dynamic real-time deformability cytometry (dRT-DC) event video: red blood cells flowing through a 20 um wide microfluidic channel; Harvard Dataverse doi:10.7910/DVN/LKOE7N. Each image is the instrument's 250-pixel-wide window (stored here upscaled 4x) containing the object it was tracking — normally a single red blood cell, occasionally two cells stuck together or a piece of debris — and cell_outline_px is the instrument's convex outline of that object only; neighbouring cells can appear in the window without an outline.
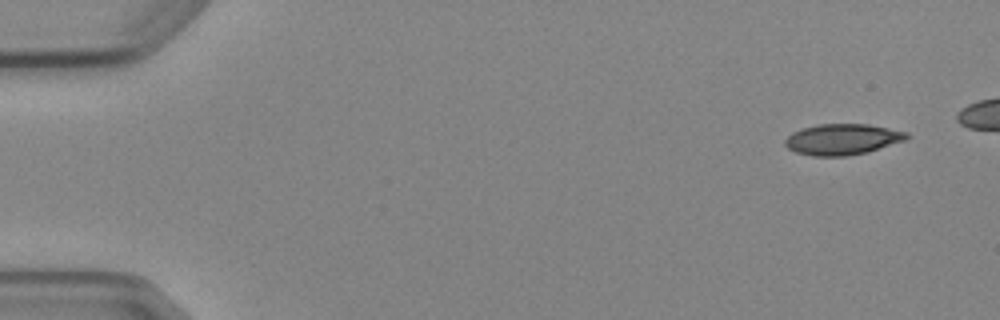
{"species": "Egyptian fruit bat (a non-hibernating species)", "species_latin": "Rousettus aegyptiacus", "temperature_condition": "cold", "stored_images_in_passage": 5, "camera_frame_rate_fps": 3000, "um_per_image_px": 0.085, "animal": {"sex": "female"}, "frame": {"image": 1, "passage_image": 1, "time_ms": 0.0, "image_size_px": [1000, 320], "cell_outline_px": [[908, 136], [904, 140], [868, 152], [844, 156], [812, 156], [796, 152], [788, 148], [784, 144], [784, 140], [792, 132], [800, 128], [816, 124], [868, 124], [908, 132]], "centroid_in_image_um": [71.55, 11.84], "position_along_channel_um": 13.4, "area_um2": 21.91}}